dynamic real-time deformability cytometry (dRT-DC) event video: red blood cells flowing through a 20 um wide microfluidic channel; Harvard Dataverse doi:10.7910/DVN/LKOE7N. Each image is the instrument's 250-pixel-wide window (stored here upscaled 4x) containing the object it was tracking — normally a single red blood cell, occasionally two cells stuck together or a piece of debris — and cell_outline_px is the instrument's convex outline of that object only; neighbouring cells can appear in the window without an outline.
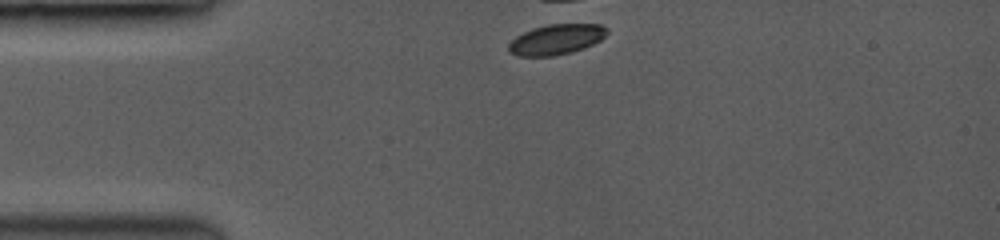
{"species": "common noctule bat (a hibernating species)", "species_latin": "Nyctalus noctula", "temperature_condition": "room temperature", "stored_images_in_passage": 2, "camera_frame_rate_fps": 3500, "um_per_image_px": 0.085, "animal": {"sex": "female", "body_mass_g": 19.0, "forearm_length_mm": 53.3}, "frame": {"image": 1, "passage_image": 1, "time_ms": 0.0, "image_size_px": [1000, 240], "cell_outline_px": [[608, 32], [600, 40], [592, 44], [568, 52], [552, 56], [520, 56], [512, 52], [508, 48], [508, 44], [516, 36], [532, 28], [548, 24], [600, 24], [608, 28]], "centroid_in_image_um": [47.28, 3.33], "position_along_channel_um": 37.7, "area_um2": 17.05}}